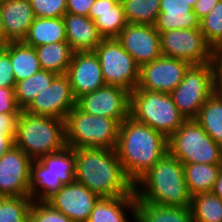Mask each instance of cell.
<instances>
[{"label": "cell", "instance_id": "1", "mask_svg": "<svg viewBox=\"0 0 222 222\" xmlns=\"http://www.w3.org/2000/svg\"><path fill=\"white\" fill-rule=\"evenodd\" d=\"M75 181L100 198L135 195L115 149L76 148Z\"/></svg>", "mask_w": 222, "mask_h": 222}, {"label": "cell", "instance_id": "2", "mask_svg": "<svg viewBox=\"0 0 222 222\" xmlns=\"http://www.w3.org/2000/svg\"><path fill=\"white\" fill-rule=\"evenodd\" d=\"M115 150L125 174L135 183L168 152V139L129 116L120 124Z\"/></svg>", "mask_w": 222, "mask_h": 222}, {"label": "cell", "instance_id": "3", "mask_svg": "<svg viewBox=\"0 0 222 222\" xmlns=\"http://www.w3.org/2000/svg\"><path fill=\"white\" fill-rule=\"evenodd\" d=\"M134 193L136 200L151 204L191 207L183 163L169 152L134 183Z\"/></svg>", "mask_w": 222, "mask_h": 222}, {"label": "cell", "instance_id": "4", "mask_svg": "<svg viewBox=\"0 0 222 222\" xmlns=\"http://www.w3.org/2000/svg\"><path fill=\"white\" fill-rule=\"evenodd\" d=\"M14 145L23 150L32 161L58 152L66 146L65 120L32 115L21 110Z\"/></svg>", "mask_w": 222, "mask_h": 222}, {"label": "cell", "instance_id": "5", "mask_svg": "<svg viewBox=\"0 0 222 222\" xmlns=\"http://www.w3.org/2000/svg\"><path fill=\"white\" fill-rule=\"evenodd\" d=\"M120 124L118 120L91 115L75 106L65 118L66 146L116 149Z\"/></svg>", "mask_w": 222, "mask_h": 222}, {"label": "cell", "instance_id": "6", "mask_svg": "<svg viewBox=\"0 0 222 222\" xmlns=\"http://www.w3.org/2000/svg\"><path fill=\"white\" fill-rule=\"evenodd\" d=\"M129 116L167 139L186 121L170 94L135 89L130 93Z\"/></svg>", "mask_w": 222, "mask_h": 222}, {"label": "cell", "instance_id": "7", "mask_svg": "<svg viewBox=\"0 0 222 222\" xmlns=\"http://www.w3.org/2000/svg\"><path fill=\"white\" fill-rule=\"evenodd\" d=\"M74 149L65 146L31 163L30 196L34 201H45L63 185L75 181ZM38 194V195H37Z\"/></svg>", "mask_w": 222, "mask_h": 222}, {"label": "cell", "instance_id": "8", "mask_svg": "<svg viewBox=\"0 0 222 222\" xmlns=\"http://www.w3.org/2000/svg\"><path fill=\"white\" fill-rule=\"evenodd\" d=\"M168 152L183 164H222V146L196 119L186 120L168 138Z\"/></svg>", "mask_w": 222, "mask_h": 222}, {"label": "cell", "instance_id": "9", "mask_svg": "<svg viewBox=\"0 0 222 222\" xmlns=\"http://www.w3.org/2000/svg\"><path fill=\"white\" fill-rule=\"evenodd\" d=\"M214 92V67L209 62L190 65L170 95L180 113L189 120L197 118L200 108Z\"/></svg>", "mask_w": 222, "mask_h": 222}, {"label": "cell", "instance_id": "10", "mask_svg": "<svg viewBox=\"0 0 222 222\" xmlns=\"http://www.w3.org/2000/svg\"><path fill=\"white\" fill-rule=\"evenodd\" d=\"M106 85L128 90L137 88L140 66L116 38L103 39L94 50Z\"/></svg>", "mask_w": 222, "mask_h": 222}, {"label": "cell", "instance_id": "11", "mask_svg": "<svg viewBox=\"0 0 222 222\" xmlns=\"http://www.w3.org/2000/svg\"><path fill=\"white\" fill-rule=\"evenodd\" d=\"M162 56L176 58L190 65L209 63L213 49L200 29H174L159 33Z\"/></svg>", "mask_w": 222, "mask_h": 222}, {"label": "cell", "instance_id": "12", "mask_svg": "<svg viewBox=\"0 0 222 222\" xmlns=\"http://www.w3.org/2000/svg\"><path fill=\"white\" fill-rule=\"evenodd\" d=\"M76 106L85 113L122 123L129 117L130 92L119 86L104 85L77 98Z\"/></svg>", "mask_w": 222, "mask_h": 222}, {"label": "cell", "instance_id": "13", "mask_svg": "<svg viewBox=\"0 0 222 222\" xmlns=\"http://www.w3.org/2000/svg\"><path fill=\"white\" fill-rule=\"evenodd\" d=\"M189 66L186 61L160 56L140 66L136 89L170 94L183 80Z\"/></svg>", "mask_w": 222, "mask_h": 222}, {"label": "cell", "instance_id": "14", "mask_svg": "<svg viewBox=\"0 0 222 222\" xmlns=\"http://www.w3.org/2000/svg\"><path fill=\"white\" fill-rule=\"evenodd\" d=\"M31 163L15 145L0 157V197L30 196Z\"/></svg>", "mask_w": 222, "mask_h": 222}, {"label": "cell", "instance_id": "15", "mask_svg": "<svg viewBox=\"0 0 222 222\" xmlns=\"http://www.w3.org/2000/svg\"><path fill=\"white\" fill-rule=\"evenodd\" d=\"M75 106L76 98L69 79L64 74L58 75L52 84L40 92L24 111L32 115L50 116L65 120Z\"/></svg>", "mask_w": 222, "mask_h": 222}, {"label": "cell", "instance_id": "16", "mask_svg": "<svg viewBox=\"0 0 222 222\" xmlns=\"http://www.w3.org/2000/svg\"><path fill=\"white\" fill-rule=\"evenodd\" d=\"M100 197L77 181L63 185L45 201L73 222H87Z\"/></svg>", "mask_w": 222, "mask_h": 222}, {"label": "cell", "instance_id": "17", "mask_svg": "<svg viewBox=\"0 0 222 222\" xmlns=\"http://www.w3.org/2000/svg\"><path fill=\"white\" fill-rule=\"evenodd\" d=\"M116 39L139 66L162 56L160 35L154 25L128 23Z\"/></svg>", "mask_w": 222, "mask_h": 222}, {"label": "cell", "instance_id": "18", "mask_svg": "<svg viewBox=\"0 0 222 222\" xmlns=\"http://www.w3.org/2000/svg\"><path fill=\"white\" fill-rule=\"evenodd\" d=\"M65 75L76 99L106 85L94 51L74 52Z\"/></svg>", "mask_w": 222, "mask_h": 222}, {"label": "cell", "instance_id": "19", "mask_svg": "<svg viewBox=\"0 0 222 222\" xmlns=\"http://www.w3.org/2000/svg\"><path fill=\"white\" fill-rule=\"evenodd\" d=\"M0 13L9 41H23L36 18L29 0H6L0 6Z\"/></svg>", "mask_w": 222, "mask_h": 222}, {"label": "cell", "instance_id": "20", "mask_svg": "<svg viewBox=\"0 0 222 222\" xmlns=\"http://www.w3.org/2000/svg\"><path fill=\"white\" fill-rule=\"evenodd\" d=\"M154 27L159 33L174 29H200V20L186 0H160Z\"/></svg>", "mask_w": 222, "mask_h": 222}, {"label": "cell", "instance_id": "21", "mask_svg": "<svg viewBox=\"0 0 222 222\" xmlns=\"http://www.w3.org/2000/svg\"><path fill=\"white\" fill-rule=\"evenodd\" d=\"M67 43L74 52L94 51L103 40L95 21L86 16L65 13L63 15Z\"/></svg>", "mask_w": 222, "mask_h": 222}, {"label": "cell", "instance_id": "22", "mask_svg": "<svg viewBox=\"0 0 222 222\" xmlns=\"http://www.w3.org/2000/svg\"><path fill=\"white\" fill-rule=\"evenodd\" d=\"M95 21L97 30L103 39L116 38L128 24L123 6L114 0H95L88 13Z\"/></svg>", "mask_w": 222, "mask_h": 222}, {"label": "cell", "instance_id": "23", "mask_svg": "<svg viewBox=\"0 0 222 222\" xmlns=\"http://www.w3.org/2000/svg\"><path fill=\"white\" fill-rule=\"evenodd\" d=\"M23 42L31 47L45 44L67 42L66 28L63 17H36L29 27Z\"/></svg>", "mask_w": 222, "mask_h": 222}, {"label": "cell", "instance_id": "24", "mask_svg": "<svg viewBox=\"0 0 222 222\" xmlns=\"http://www.w3.org/2000/svg\"><path fill=\"white\" fill-rule=\"evenodd\" d=\"M135 195H123L114 198H100L87 222H128L125 208L135 217Z\"/></svg>", "mask_w": 222, "mask_h": 222}, {"label": "cell", "instance_id": "25", "mask_svg": "<svg viewBox=\"0 0 222 222\" xmlns=\"http://www.w3.org/2000/svg\"><path fill=\"white\" fill-rule=\"evenodd\" d=\"M135 222H194L191 208L161 206L136 200Z\"/></svg>", "mask_w": 222, "mask_h": 222}, {"label": "cell", "instance_id": "26", "mask_svg": "<svg viewBox=\"0 0 222 222\" xmlns=\"http://www.w3.org/2000/svg\"><path fill=\"white\" fill-rule=\"evenodd\" d=\"M3 49L10 56L16 82L42 70L35 47L23 41H10Z\"/></svg>", "mask_w": 222, "mask_h": 222}, {"label": "cell", "instance_id": "27", "mask_svg": "<svg viewBox=\"0 0 222 222\" xmlns=\"http://www.w3.org/2000/svg\"><path fill=\"white\" fill-rule=\"evenodd\" d=\"M42 70L64 75L74 51L67 42H57L35 47Z\"/></svg>", "mask_w": 222, "mask_h": 222}, {"label": "cell", "instance_id": "28", "mask_svg": "<svg viewBox=\"0 0 222 222\" xmlns=\"http://www.w3.org/2000/svg\"><path fill=\"white\" fill-rule=\"evenodd\" d=\"M222 164H183L184 178L191 196L211 192Z\"/></svg>", "mask_w": 222, "mask_h": 222}, {"label": "cell", "instance_id": "29", "mask_svg": "<svg viewBox=\"0 0 222 222\" xmlns=\"http://www.w3.org/2000/svg\"><path fill=\"white\" fill-rule=\"evenodd\" d=\"M58 74L41 70L34 73L32 76L16 82L15 99L18 107L25 110L36 96L39 95L45 88H48Z\"/></svg>", "mask_w": 222, "mask_h": 222}, {"label": "cell", "instance_id": "30", "mask_svg": "<svg viewBox=\"0 0 222 222\" xmlns=\"http://www.w3.org/2000/svg\"><path fill=\"white\" fill-rule=\"evenodd\" d=\"M196 121L222 146V94L214 92L202 105Z\"/></svg>", "mask_w": 222, "mask_h": 222}, {"label": "cell", "instance_id": "31", "mask_svg": "<svg viewBox=\"0 0 222 222\" xmlns=\"http://www.w3.org/2000/svg\"><path fill=\"white\" fill-rule=\"evenodd\" d=\"M190 208L194 222H222V199L212 192L192 196Z\"/></svg>", "mask_w": 222, "mask_h": 222}, {"label": "cell", "instance_id": "32", "mask_svg": "<svg viewBox=\"0 0 222 222\" xmlns=\"http://www.w3.org/2000/svg\"><path fill=\"white\" fill-rule=\"evenodd\" d=\"M122 6L131 24L154 25L160 13V0H125Z\"/></svg>", "mask_w": 222, "mask_h": 222}, {"label": "cell", "instance_id": "33", "mask_svg": "<svg viewBox=\"0 0 222 222\" xmlns=\"http://www.w3.org/2000/svg\"><path fill=\"white\" fill-rule=\"evenodd\" d=\"M31 196L0 197V222H29Z\"/></svg>", "mask_w": 222, "mask_h": 222}, {"label": "cell", "instance_id": "34", "mask_svg": "<svg viewBox=\"0 0 222 222\" xmlns=\"http://www.w3.org/2000/svg\"><path fill=\"white\" fill-rule=\"evenodd\" d=\"M200 31L212 49L218 48L222 44V0H219L200 20Z\"/></svg>", "mask_w": 222, "mask_h": 222}, {"label": "cell", "instance_id": "35", "mask_svg": "<svg viewBox=\"0 0 222 222\" xmlns=\"http://www.w3.org/2000/svg\"><path fill=\"white\" fill-rule=\"evenodd\" d=\"M29 222H73L46 201H33L29 212Z\"/></svg>", "mask_w": 222, "mask_h": 222}, {"label": "cell", "instance_id": "36", "mask_svg": "<svg viewBox=\"0 0 222 222\" xmlns=\"http://www.w3.org/2000/svg\"><path fill=\"white\" fill-rule=\"evenodd\" d=\"M36 17L58 18L67 12V0H29Z\"/></svg>", "mask_w": 222, "mask_h": 222}, {"label": "cell", "instance_id": "37", "mask_svg": "<svg viewBox=\"0 0 222 222\" xmlns=\"http://www.w3.org/2000/svg\"><path fill=\"white\" fill-rule=\"evenodd\" d=\"M19 114H0V157L14 145Z\"/></svg>", "mask_w": 222, "mask_h": 222}, {"label": "cell", "instance_id": "38", "mask_svg": "<svg viewBox=\"0 0 222 222\" xmlns=\"http://www.w3.org/2000/svg\"><path fill=\"white\" fill-rule=\"evenodd\" d=\"M16 80L9 54L0 49V88H15Z\"/></svg>", "mask_w": 222, "mask_h": 222}, {"label": "cell", "instance_id": "39", "mask_svg": "<svg viewBox=\"0 0 222 222\" xmlns=\"http://www.w3.org/2000/svg\"><path fill=\"white\" fill-rule=\"evenodd\" d=\"M15 99V88H0V114H20Z\"/></svg>", "mask_w": 222, "mask_h": 222}, {"label": "cell", "instance_id": "40", "mask_svg": "<svg viewBox=\"0 0 222 222\" xmlns=\"http://www.w3.org/2000/svg\"><path fill=\"white\" fill-rule=\"evenodd\" d=\"M95 0H67V13L88 17Z\"/></svg>", "mask_w": 222, "mask_h": 222}, {"label": "cell", "instance_id": "41", "mask_svg": "<svg viewBox=\"0 0 222 222\" xmlns=\"http://www.w3.org/2000/svg\"><path fill=\"white\" fill-rule=\"evenodd\" d=\"M219 0H197L193 7V12L199 20L203 19Z\"/></svg>", "mask_w": 222, "mask_h": 222}, {"label": "cell", "instance_id": "42", "mask_svg": "<svg viewBox=\"0 0 222 222\" xmlns=\"http://www.w3.org/2000/svg\"><path fill=\"white\" fill-rule=\"evenodd\" d=\"M214 67V89L222 94V60H211Z\"/></svg>", "mask_w": 222, "mask_h": 222}, {"label": "cell", "instance_id": "43", "mask_svg": "<svg viewBox=\"0 0 222 222\" xmlns=\"http://www.w3.org/2000/svg\"><path fill=\"white\" fill-rule=\"evenodd\" d=\"M214 195L222 199V165L219 169L217 179L214 183L213 189L211 191Z\"/></svg>", "mask_w": 222, "mask_h": 222}, {"label": "cell", "instance_id": "44", "mask_svg": "<svg viewBox=\"0 0 222 222\" xmlns=\"http://www.w3.org/2000/svg\"><path fill=\"white\" fill-rule=\"evenodd\" d=\"M10 41L5 36L2 17L0 13V49H3Z\"/></svg>", "mask_w": 222, "mask_h": 222}, {"label": "cell", "instance_id": "45", "mask_svg": "<svg viewBox=\"0 0 222 222\" xmlns=\"http://www.w3.org/2000/svg\"><path fill=\"white\" fill-rule=\"evenodd\" d=\"M212 60H222V44L213 49Z\"/></svg>", "mask_w": 222, "mask_h": 222}, {"label": "cell", "instance_id": "46", "mask_svg": "<svg viewBox=\"0 0 222 222\" xmlns=\"http://www.w3.org/2000/svg\"><path fill=\"white\" fill-rule=\"evenodd\" d=\"M189 2V4L194 7L195 3L197 2V0H186Z\"/></svg>", "mask_w": 222, "mask_h": 222}, {"label": "cell", "instance_id": "47", "mask_svg": "<svg viewBox=\"0 0 222 222\" xmlns=\"http://www.w3.org/2000/svg\"><path fill=\"white\" fill-rule=\"evenodd\" d=\"M116 3L122 4L125 0H114Z\"/></svg>", "mask_w": 222, "mask_h": 222}, {"label": "cell", "instance_id": "48", "mask_svg": "<svg viewBox=\"0 0 222 222\" xmlns=\"http://www.w3.org/2000/svg\"><path fill=\"white\" fill-rule=\"evenodd\" d=\"M6 0H0V6L5 2Z\"/></svg>", "mask_w": 222, "mask_h": 222}]
</instances>
